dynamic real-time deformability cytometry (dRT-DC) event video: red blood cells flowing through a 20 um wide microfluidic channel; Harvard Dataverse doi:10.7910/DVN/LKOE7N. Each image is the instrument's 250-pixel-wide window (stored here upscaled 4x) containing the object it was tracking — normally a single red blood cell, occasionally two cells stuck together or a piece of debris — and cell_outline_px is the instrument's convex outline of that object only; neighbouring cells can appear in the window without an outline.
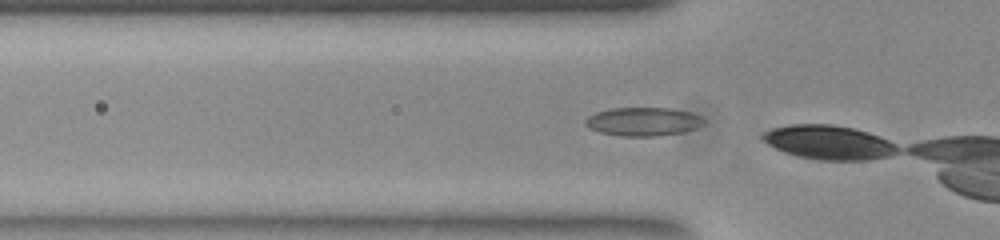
{"species": "common noctule bat (a hibernating species)", "species_latin": "Nyctalus noctula", "temperature_condition": "room temperature", "stored_images_in_passage": 3, "camera_frame_rate_fps": 3000, "um_per_image_px": 0.085, "animal": {"sex": "female", "body_mass_g": 23.0, "forearm_length_mm": 53.4}, "frame": {"image": 1, "passage_image": 2, "time_ms": 0.333, "image_size_px": [1000, 240], "cell_outline_px": [[704, 124], [696, 128], [684, 132], [656, 136], [620, 136], [600, 132], [588, 128], [584, 124], [584, 120], [588, 116], [596, 112], [608, 108], [672, 108], [688, 112], [700, 116], [704, 120]], "centroid_in_image_um": [54.63, 10.34], "position_along_channel_um": 71.2, "area_um2": 19.83}}